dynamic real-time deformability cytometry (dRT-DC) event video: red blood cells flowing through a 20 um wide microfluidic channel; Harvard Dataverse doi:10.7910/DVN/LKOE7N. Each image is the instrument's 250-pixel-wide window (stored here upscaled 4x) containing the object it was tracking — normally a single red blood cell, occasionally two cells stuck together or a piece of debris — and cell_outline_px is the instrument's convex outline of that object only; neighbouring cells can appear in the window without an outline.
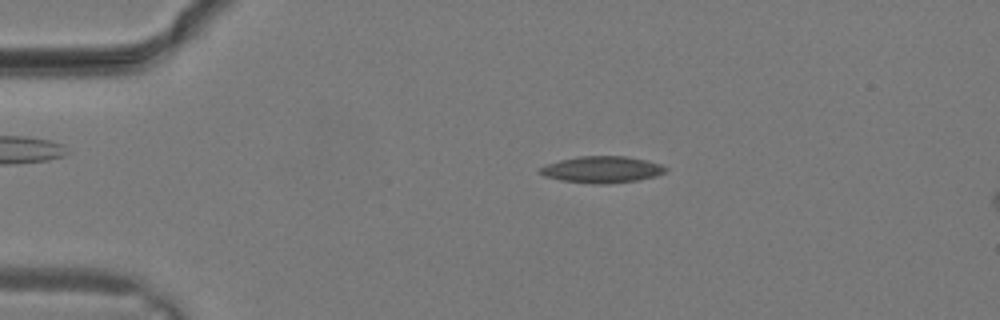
{"species": "common noctule bat (a hibernating species)", "species_latin": "Nyctalus noctula", "temperature_condition": "warm", "stored_images_in_passage": 14, "camera_frame_rate_fps": 3000, "um_per_image_px": 0.085, "animal": {"sex": "male", "body_mass_g": 19.2, "forearm_length_mm": 51.8}, "frame": {"image": 1, "passage_image": 6, "time_ms": 1.667, "image_size_px": [1000, 320], "cell_outline_px": [[668, 168], [664, 172], [656, 176], [640, 180], [608, 184], [592, 184], [560, 180], [544, 176], [536, 172], [540, 168], [548, 164], [560, 160], [580, 156], [624, 156], [644, 160], [660, 164]], "centroid_in_image_um": [51.15, 14.42], "position_along_channel_um": 33.9, "area_um2": 19.48}}
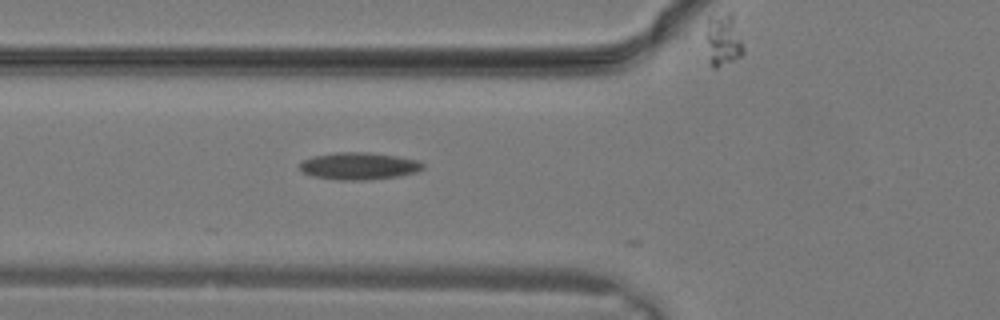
{"frame": {"image": 2, "passage_image": 11, "time_ms": 3.333, "image_size_px": [1000, 320], "cell_outline_px": [[424, 168], [416, 172], [400, 176], [368, 180], [336, 180], [312, 176], [304, 172], [300, 168], [300, 164], [304, 160], [312, 156], [336, 152], [368, 152], [396, 156], [420, 160], [424, 164]], "centroid_in_image_um": [30.54, 14.11], "position_along_channel_um": 95.3, "area_um2": 19.65}}
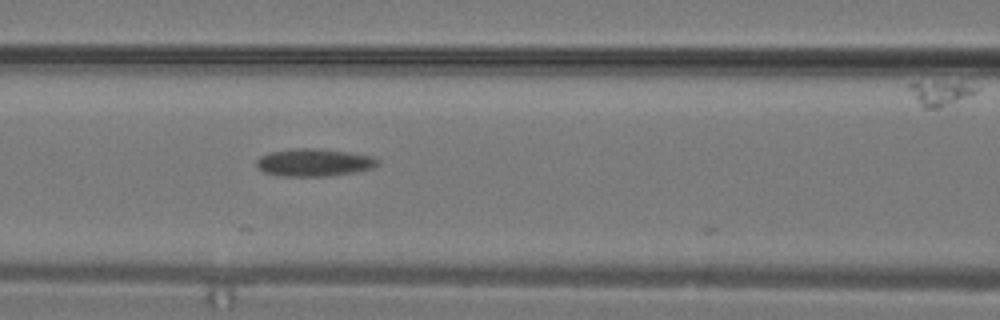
{"frame": {"image": 3, "passage_image": 13, "time_ms": 4.0, "image_size_px": [1000, 320], "cell_outline_px": [[380, 164], [372, 168], [356, 172], [328, 176], [280, 176], [264, 172], [256, 168], [256, 160], [260, 156], [268, 152], [296, 148], [312, 148], [348, 152], [376, 156], [380, 160]], "centroid_in_image_um": [26.7, 13.81], "position_along_channel_um": 139.9, "area_um2": 19.77}}